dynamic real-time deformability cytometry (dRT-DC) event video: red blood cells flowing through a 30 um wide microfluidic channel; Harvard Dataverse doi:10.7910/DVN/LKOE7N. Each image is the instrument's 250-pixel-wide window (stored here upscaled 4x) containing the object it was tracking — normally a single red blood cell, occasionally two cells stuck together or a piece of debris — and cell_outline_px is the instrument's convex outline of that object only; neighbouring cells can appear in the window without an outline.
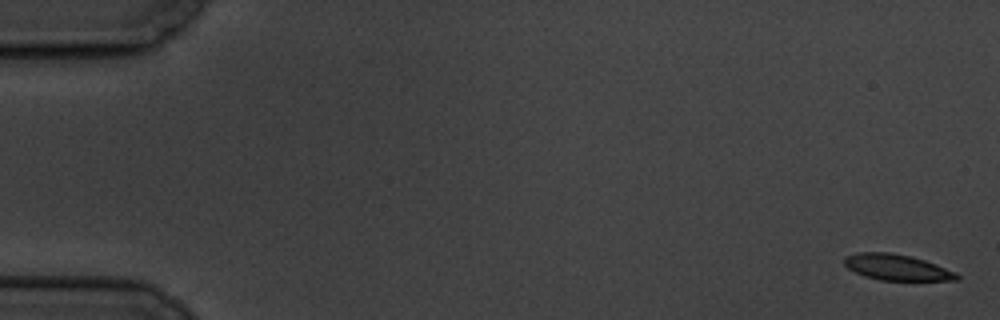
{"species": "common noctule bat (a hibernating species)", "species_latin": "Nyctalus noctula", "temperature_condition": "cold", "stored_images_in_passage": 6, "segment_of_instrument_passage": [2, 2], "camera_frame_rate_fps": 3000, "um_per_image_px": 0.085, "animal": {"sex": "male", "body_mass_g": 19.5, "forearm_length_mm": 54.6}, "frame": {"image": 1, "passage_image": 6, "time_ms": 6.667, "image_size_px": [1000, 320], "cell_outline_px": [[960, 280], [880, 280], [864, 276], [848, 268], [844, 264], [844, 256], [856, 252], [892, 252], [912, 256], [936, 264], [956, 272], [960, 276]], "centroid_in_image_um": [76.22, 22.71], "position_along_channel_um": 8.8, "area_um2": 17.11}}